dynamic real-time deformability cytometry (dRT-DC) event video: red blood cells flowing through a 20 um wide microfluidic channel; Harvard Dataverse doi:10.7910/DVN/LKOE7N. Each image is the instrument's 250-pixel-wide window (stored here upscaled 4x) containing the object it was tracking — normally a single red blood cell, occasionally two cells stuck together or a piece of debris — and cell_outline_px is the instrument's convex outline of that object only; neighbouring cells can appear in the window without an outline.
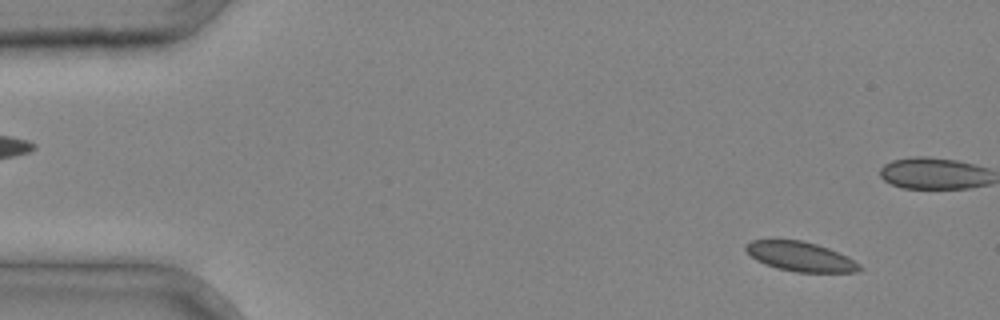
{"species": "common noctule bat (a hibernating species)", "species_latin": "Nyctalus noctula", "temperature_condition": "cold", "stored_images_in_passage": 4, "camera_frame_rate_fps": 3000, "um_per_image_px": 0.085, "animal": {"sex": "male", "body_mass_g": 20.4}, "frame": {"image": 1, "passage_image": 1, "time_ms": 0.0, "image_size_px": [1000, 320], "cell_outline_px": [[864, 268], [856, 272], [796, 272], [776, 268], [764, 264], [756, 260], [744, 248], [744, 244], [752, 240], [772, 236], [800, 240], [816, 244], [828, 248], [860, 264]], "centroid_in_image_um": [67.92, 21.76], "position_along_channel_um": 17.1, "area_um2": 20.06}}
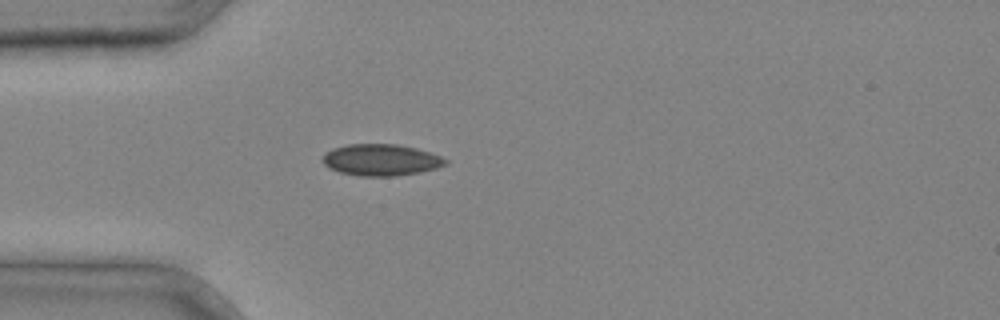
{"frame": {"image": 2, "passage_image": 4, "time_ms": 1.0, "image_size_px": [1000, 320], "cell_outline_px": [[448, 164], [436, 168], [420, 172], [396, 176], [360, 176], [340, 172], [328, 168], [320, 160], [324, 152], [332, 148], [348, 144], [396, 144], [416, 148], [440, 156], [448, 160]], "centroid_in_image_um": [32.34, 13.59], "position_along_channel_um": 52.7, "area_um2": 22.77}}